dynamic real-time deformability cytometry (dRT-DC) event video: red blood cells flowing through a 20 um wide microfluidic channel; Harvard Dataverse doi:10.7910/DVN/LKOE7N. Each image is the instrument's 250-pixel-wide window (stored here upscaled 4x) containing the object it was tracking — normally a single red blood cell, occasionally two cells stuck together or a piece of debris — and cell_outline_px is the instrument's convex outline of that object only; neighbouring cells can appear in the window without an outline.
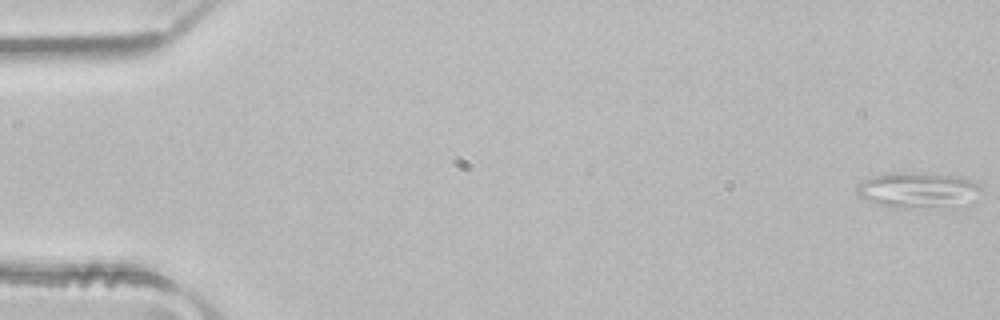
{"species": "common noctule bat (a hibernating species)", "species_latin": "Nyctalus noctula", "temperature_condition": "room temperature", "stored_images_in_passage": 7, "camera_frame_rate_fps": 3000, "um_per_image_px": 0.085, "animal": {"sex": "male", "body_mass_g": 21.5, "forearm_length_mm": 52.0}, "frame": {"image": 1, "passage_image": 1, "time_ms": 0.0, "image_size_px": [1000, 320], "cell_outline_px": [[984, 188], [972, 204], [964, 208], [944, 212], [892, 208], [876, 204], [860, 196], [856, 192], [856, 188], [864, 180], [876, 176], [892, 172], [900, 172], [964, 176], [972, 180]], "centroid_in_image_um": [78.23, 16.27], "position_along_channel_um": 6.8, "area_um2": 27.86}}
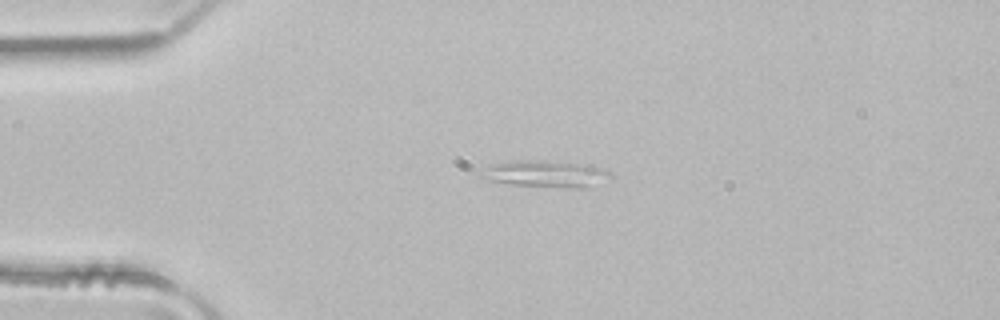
{"frame": {"image": 2, "passage_image": 4, "time_ms": 1.0, "image_size_px": [1000, 320], "cell_outline_px": [[612, 176], [588, 188], [576, 188], [512, 184], [484, 180], [476, 176], [488, 168], [496, 164], [512, 160], [536, 160], [580, 164], [600, 168], [612, 172]], "centroid_in_image_um": [46.36, 14.79], "position_along_channel_um": 38.6, "area_um2": 19.77}}